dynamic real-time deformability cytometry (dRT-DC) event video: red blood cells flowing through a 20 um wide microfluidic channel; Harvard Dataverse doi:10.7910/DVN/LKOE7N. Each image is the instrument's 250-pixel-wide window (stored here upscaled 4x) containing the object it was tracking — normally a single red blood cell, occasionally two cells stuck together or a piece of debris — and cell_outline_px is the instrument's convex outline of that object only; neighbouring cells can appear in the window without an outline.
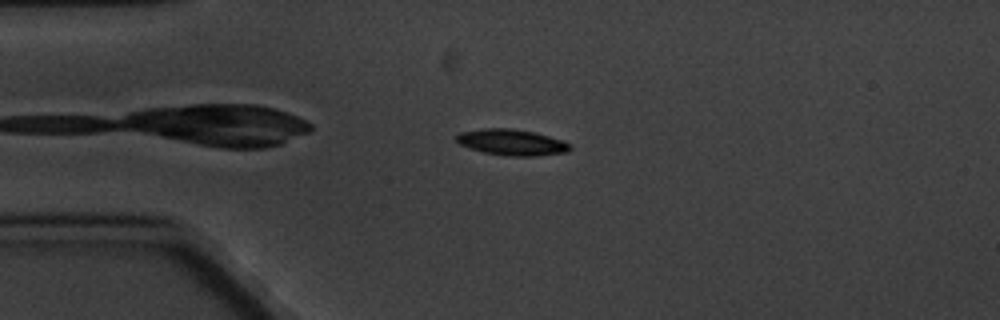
{"species": "common noctule bat (a hibernating species)", "species_latin": "Nyctalus noctula", "temperature_condition": "cold", "stored_images_in_passage": 4, "camera_frame_rate_fps": 3000, "um_per_image_px": 0.085, "animal": {"sex": "male", "body_mass_g": 20.1, "forearm_length_mm": 53.5}, "frame": {"image": 1, "passage_image": 2, "time_ms": 2.0, "image_size_px": [1000, 320], "cell_outline_px": [[572, 148], [568, 152], [536, 156], [508, 156], [484, 152], [468, 148], [460, 144], [456, 140], [456, 136], [460, 132], [484, 128], [512, 128], [532, 132], [564, 140], [572, 144]], "centroid_in_image_um": [43.53, 12.1], "position_along_channel_um": 41.5, "area_um2": 17.34}}